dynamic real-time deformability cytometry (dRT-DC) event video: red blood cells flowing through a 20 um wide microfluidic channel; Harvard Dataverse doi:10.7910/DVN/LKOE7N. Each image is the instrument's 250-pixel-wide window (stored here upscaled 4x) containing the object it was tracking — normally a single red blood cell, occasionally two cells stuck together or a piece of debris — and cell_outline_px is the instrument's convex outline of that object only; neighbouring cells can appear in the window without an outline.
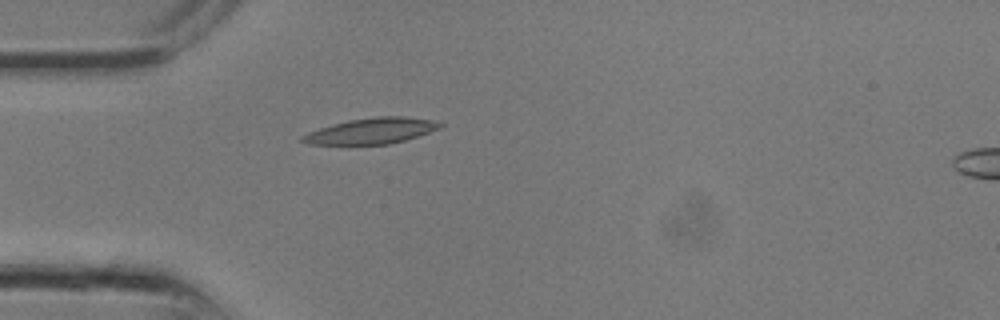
{"species": "common noctule bat (a hibernating species)", "species_latin": "Nyctalus noctula", "temperature_condition": "room temperature", "stored_images_in_passage": 3, "camera_frame_rate_fps": 3000, "um_per_image_px": 0.085, "animal": {"sex": "male", "body_mass_g": 13.3}, "frame": {"image": 1, "passage_image": 1, "time_ms": 0.0, "image_size_px": [1000, 320], "cell_outline_px": [[444, 124], [440, 128], [404, 140], [388, 144], [308, 144], [300, 140], [300, 136], [308, 132], [332, 124], [348, 120], [376, 116], [404, 116], [432, 120]], "centroid_in_image_um": [31.54, 11.12], "position_along_channel_um": 53.5, "area_um2": 20.52}}
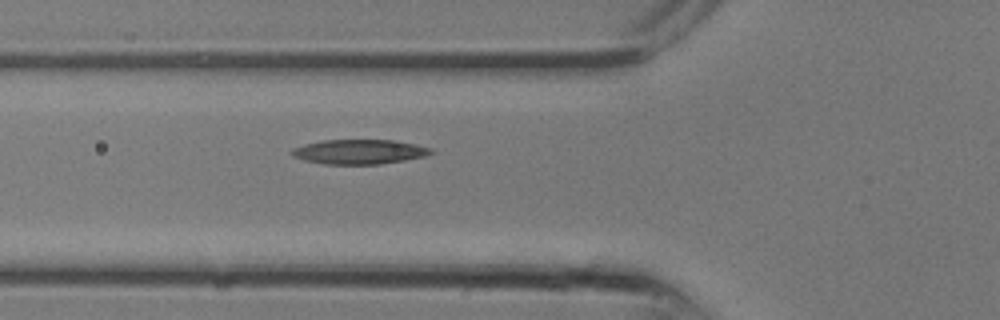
{"frame": {"image": 2, "passage_image": 3, "time_ms": 0.667, "image_size_px": [1000, 320], "cell_outline_px": [[436, 152], [424, 156], [404, 160], [380, 164], [324, 164], [304, 160], [292, 156], [288, 152], [292, 148], [304, 144], [324, 140], [392, 140], [416, 144], [432, 148]], "centroid_in_image_um": [30.52, 12.9], "position_along_channel_um": 95.3, "area_um2": 20.06}}